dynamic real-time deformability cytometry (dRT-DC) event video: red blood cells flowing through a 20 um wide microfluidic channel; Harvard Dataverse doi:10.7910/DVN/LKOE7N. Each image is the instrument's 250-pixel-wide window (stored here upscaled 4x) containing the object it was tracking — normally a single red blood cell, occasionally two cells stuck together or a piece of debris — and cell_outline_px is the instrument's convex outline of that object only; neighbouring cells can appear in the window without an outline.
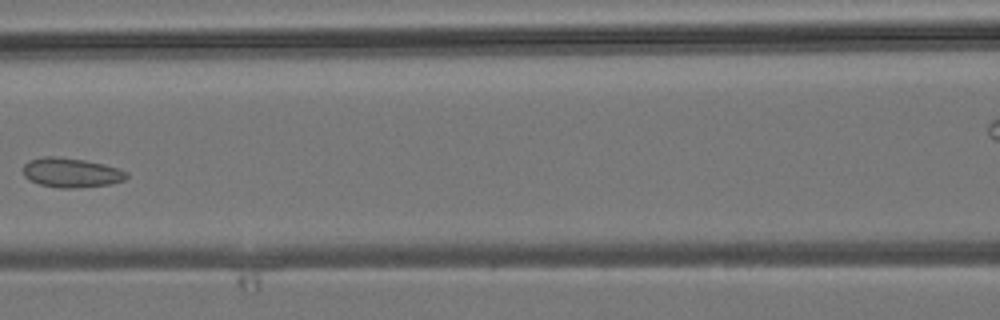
{"species": "common noctule bat (a hibernating species)", "species_latin": "Nyctalus noctula", "temperature_condition": "room temperature", "stored_images_in_passage": 8, "segment_of_instrument_passage": [1, 2], "camera_frame_rate_fps": 3000, "um_per_image_px": 0.085, "animal": {"sex": "male", "body_mass_g": 19.2, "forearm_length_mm": 51.8}, "frame": {"image": 1, "passage_image": 7, "time_ms": 6.667, "image_size_px": [1000, 320], "cell_outline_px": [[128, 176], [124, 180], [108, 184], [72, 188], [60, 188], [40, 184], [28, 180], [24, 176], [24, 164], [28, 160], [44, 156], [52, 156], [84, 160], [104, 164], [128, 172]], "centroid_in_image_um": [6.02, 14.67], "position_along_channel_um": 160.6, "area_um2": 17.63}}